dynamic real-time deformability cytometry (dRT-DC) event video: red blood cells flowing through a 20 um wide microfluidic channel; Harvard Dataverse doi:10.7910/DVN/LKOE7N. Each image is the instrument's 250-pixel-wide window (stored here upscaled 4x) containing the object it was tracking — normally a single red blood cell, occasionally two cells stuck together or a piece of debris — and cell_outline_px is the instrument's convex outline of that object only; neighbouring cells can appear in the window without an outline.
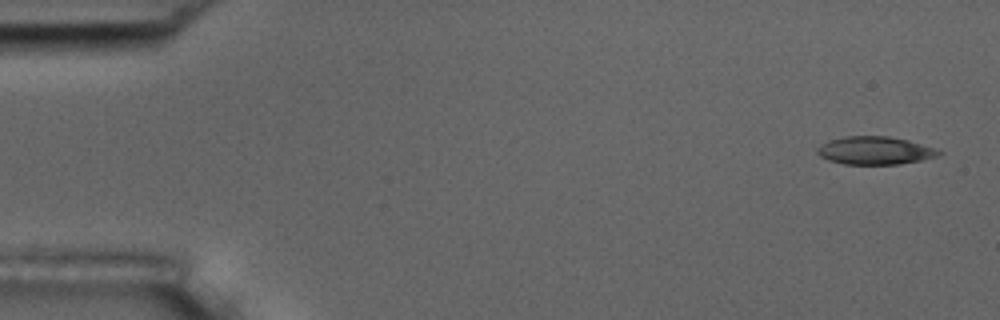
{"species": "common noctule bat (a hibernating species)", "species_latin": "Nyctalus noctula", "temperature_condition": "room temperature", "stored_images_in_passage": 5, "camera_frame_rate_fps": 3000, "um_per_image_px": 0.085, "animal": {"sex": "male", "body_mass_g": 17.5, "forearm_length_mm": 52.3}, "frame": {"image": 1, "passage_image": 1, "time_ms": 0.0, "image_size_px": [1000, 320], "cell_outline_px": [[944, 152], [940, 156], [920, 160], [896, 164], [844, 164], [828, 160], [820, 156], [816, 152], [816, 148], [820, 144], [828, 140], [844, 136], [888, 136], [908, 140], [936, 148]], "centroid_in_image_um": [74.36, 12.79], "position_along_channel_um": 10.6, "area_um2": 19.94}}
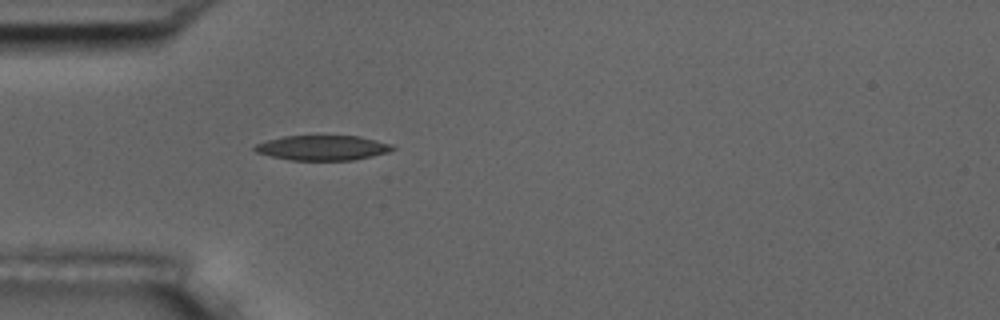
{"frame": {"image": 2, "passage_image": 5, "time_ms": 4.667, "image_size_px": [1000, 320], "cell_outline_px": [[396, 148], [388, 152], [372, 156], [352, 160], [292, 160], [272, 156], [256, 152], [252, 148], [256, 144], [268, 140], [284, 136], [360, 136], [392, 144]], "centroid_in_image_um": [27.44, 12.56], "position_along_channel_um": 57.6, "area_um2": 19.88}}